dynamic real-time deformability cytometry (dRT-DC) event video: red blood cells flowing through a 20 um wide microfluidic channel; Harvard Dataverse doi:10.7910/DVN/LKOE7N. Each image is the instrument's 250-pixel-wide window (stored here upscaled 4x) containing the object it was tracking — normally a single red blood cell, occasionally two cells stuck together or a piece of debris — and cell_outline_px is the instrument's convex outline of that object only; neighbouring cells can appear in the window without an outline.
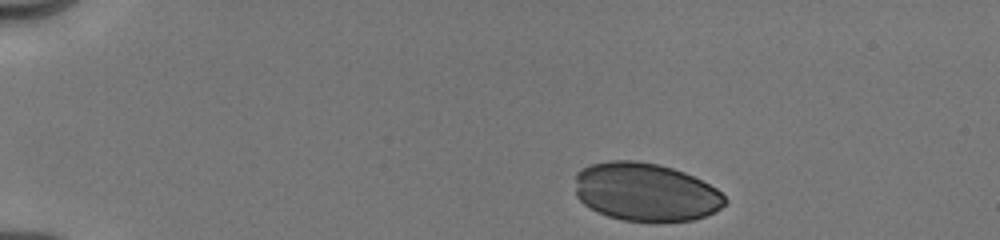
{"species": "human", "species_latin": "Homo sapiens", "temperature_condition": "cold", "stored_images_in_passage": 36, "camera_frame_rate_fps": 3000, "um_per_image_px": 0.085, "donor": {"sex": "male"}, "frame": {"image": 1, "passage_image": 1, "time_ms": 0.0, "image_size_px": [1000, 240], "cell_outline_px": [[728, 200], [716, 212], [692, 220], [624, 220], [608, 216], [584, 204], [576, 196], [576, 172], [580, 168], [588, 164], [608, 160], [636, 160], [660, 164], [684, 172], [716, 188]], "centroid_in_image_um": [54.85, 16.28], "position_along_channel_um": 30.1, "area_um2": 50.63}}
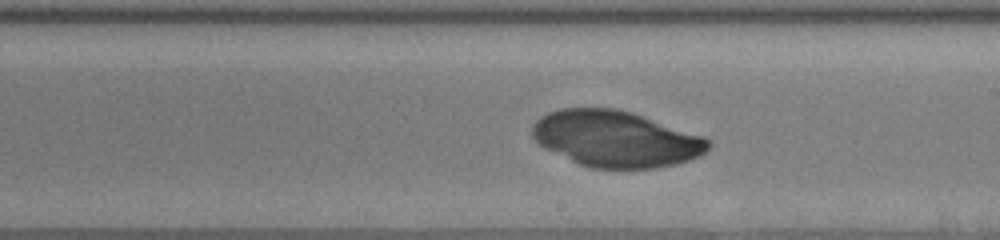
{"frame": {"image": 2, "passage_image": 20, "time_ms": 7.333, "image_size_px": [1000, 240], "cell_outline_px": [[712, 144], [700, 156], [676, 164], [656, 168], [592, 168], [580, 164], [544, 148], [532, 136], [532, 124], [540, 116], [548, 112], [560, 108], [616, 108], [632, 112], [704, 136], [712, 140]], "centroid_in_image_um": [52.35, 11.79], "position_along_channel_um": 236.6, "area_um2": 57.74}}
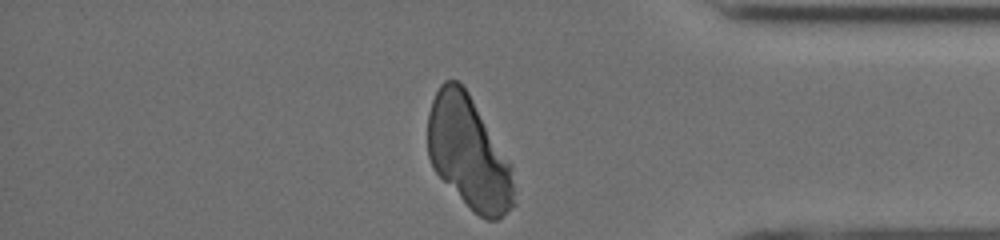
{"frame": {"image": 3, "passage_image": 36, "time_ms": 11.667, "image_size_px": [1000, 240], "cell_outline_px": [[516, 204], [500, 220], [488, 220], [480, 216], [432, 168], [428, 156], [428, 112], [432, 100], [440, 84], [444, 80], [456, 80], [464, 84], [508, 164]], "centroid_in_image_um": [39.79, 12.97], "position_along_channel_um": 395.4, "area_um2": 54.97}}